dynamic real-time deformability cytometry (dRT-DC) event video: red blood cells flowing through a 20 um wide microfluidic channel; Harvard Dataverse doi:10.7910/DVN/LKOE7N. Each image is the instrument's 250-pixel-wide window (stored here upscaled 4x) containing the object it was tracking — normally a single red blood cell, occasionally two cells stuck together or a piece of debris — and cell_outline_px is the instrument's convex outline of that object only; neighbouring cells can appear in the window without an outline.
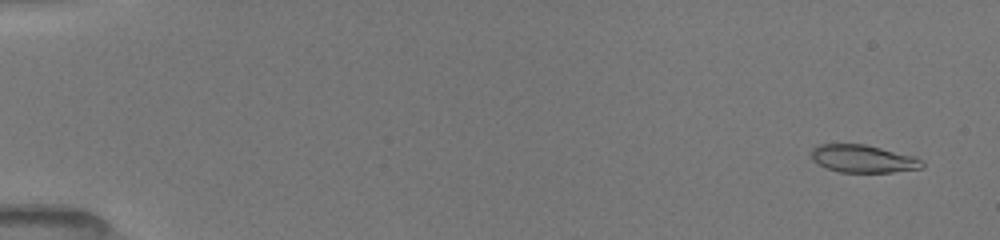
{"species": "common noctule bat (a hibernating species)", "species_latin": "Nyctalus noctula", "temperature_condition": "room temperature", "stored_images_in_passage": 26, "camera_frame_rate_fps": 3000, "um_per_image_px": 0.085, "animal": {"sex": "female", "body_mass_g": 19.5, "forearm_length_mm": 54.1}, "frame": {"image": 1, "passage_image": 3, "time_ms": 0.667, "image_size_px": [1000, 240], "cell_outline_px": [[924, 168], [892, 172], [840, 172], [828, 168], [812, 160], [812, 148], [816, 144], [864, 144], [916, 156], [924, 164]], "centroid_in_image_um": [73.38, 13.49], "position_along_channel_um": 11.6, "area_um2": 17.86}}
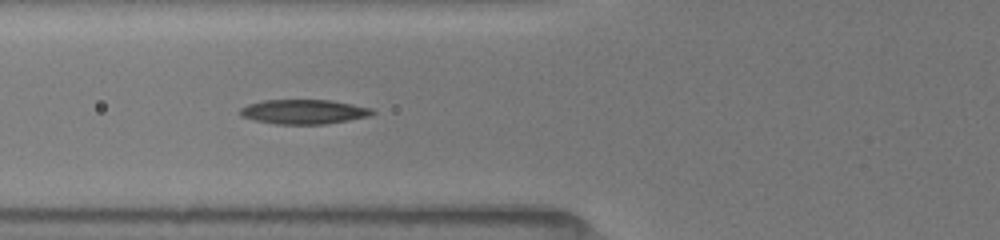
{"frame": {"image": 2, "passage_image": 18, "time_ms": 6.667, "image_size_px": [1000, 240], "cell_outline_px": [[376, 112], [368, 116], [348, 120], [324, 124], [276, 124], [256, 120], [240, 116], [240, 108], [248, 104], [264, 100], [328, 100], [352, 104], [372, 108]], "centroid_in_image_um": [25.81, 9.49], "position_along_channel_um": 100.0, "area_um2": 18.73}}
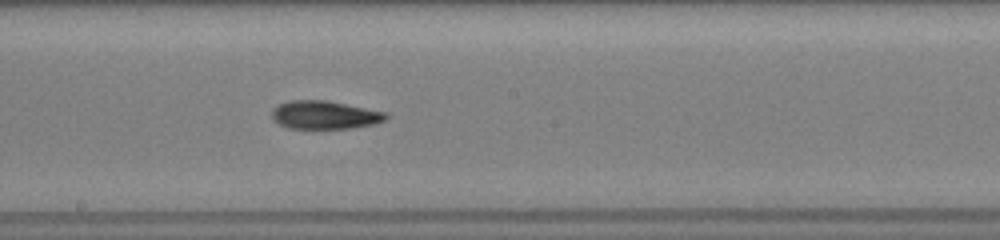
{"frame": {"image": 3, "passage_image": 26, "time_ms": 9.667, "image_size_px": [1000, 240], "cell_outline_px": [[388, 116], [384, 120], [376, 124], [352, 128], [288, 128], [272, 120], [272, 108], [276, 104], [288, 100], [328, 100], [388, 112]], "centroid_in_image_um": [27.59, 9.75], "position_along_channel_um": 220.6, "area_um2": 19.07}}